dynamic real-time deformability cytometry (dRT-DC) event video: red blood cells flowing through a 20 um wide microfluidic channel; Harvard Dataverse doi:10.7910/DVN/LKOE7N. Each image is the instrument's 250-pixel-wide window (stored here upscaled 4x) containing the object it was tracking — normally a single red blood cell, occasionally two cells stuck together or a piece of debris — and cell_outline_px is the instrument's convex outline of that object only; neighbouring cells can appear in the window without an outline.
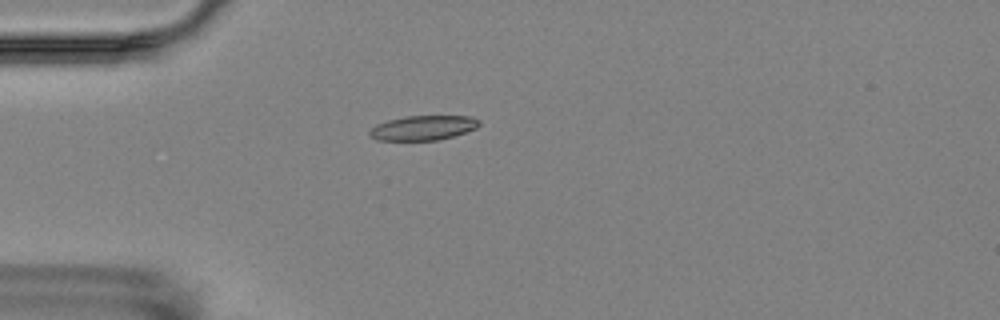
{"species": "Egyptian fruit bat (a non-hibernating species)", "species_latin": "Rousettus aegyptiacus", "temperature_condition": "room temperature", "stored_images_in_passage": 5, "camera_frame_rate_fps": 3000, "um_per_image_px": 0.085, "animal": {"sex": "female"}, "frame": {"image": 1, "passage_image": 5, "time_ms": 4.333, "image_size_px": [1000, 320], "cell_outline_px": [[480, 124], [476, 128], [452, 136], [436, 140], [376, 140], [368, 136], [368, 132], [376, 124], [388, 120], [404, 116], [472, 116], [480, 120]], "centroid_in_image_um": [35.93, 10.86], "position_along_channel_um": 49.1, "area_um2": 15.72}}